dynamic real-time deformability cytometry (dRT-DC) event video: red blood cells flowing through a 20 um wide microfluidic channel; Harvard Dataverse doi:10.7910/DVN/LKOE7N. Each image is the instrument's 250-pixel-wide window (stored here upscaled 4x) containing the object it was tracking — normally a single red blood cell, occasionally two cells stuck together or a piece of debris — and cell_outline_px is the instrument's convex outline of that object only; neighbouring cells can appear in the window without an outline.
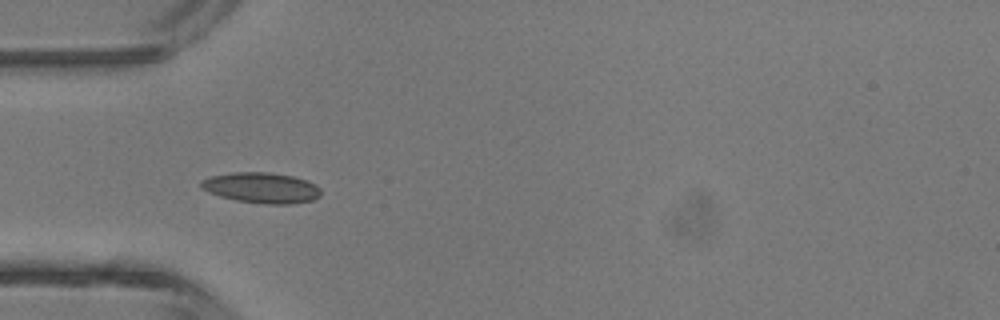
{"species": "common noctule bat (a hibernating species)", "species_latin": "Nyctalus noctula", "temperature_condition": "room temperature", "stored_images_in_passage": 3, "camera_frame_rate_fps": 3000, "um_per_image_px": 0.085, "animal": {"sex": "male", "body_mass_g": 13.3}, "frame": {"image": 1, "passage_image": 3, "time_ms": 2.333, "image_size_px": [1000, 320], "cell_outline_px": [[320, 196], [312, 200], [292, 204], [264, 204], [236, 200], [220, 196], [208, 192], [200, 188], [200, 180], [208, 176], [232, 172], [268, 172], [292, 176], [308, 180], [316, 184], [320, 188]], "centroid_in_image_um": [22.2, 15.95], "position_along_channel_um": 62.8, "area_um2": 21.62}}